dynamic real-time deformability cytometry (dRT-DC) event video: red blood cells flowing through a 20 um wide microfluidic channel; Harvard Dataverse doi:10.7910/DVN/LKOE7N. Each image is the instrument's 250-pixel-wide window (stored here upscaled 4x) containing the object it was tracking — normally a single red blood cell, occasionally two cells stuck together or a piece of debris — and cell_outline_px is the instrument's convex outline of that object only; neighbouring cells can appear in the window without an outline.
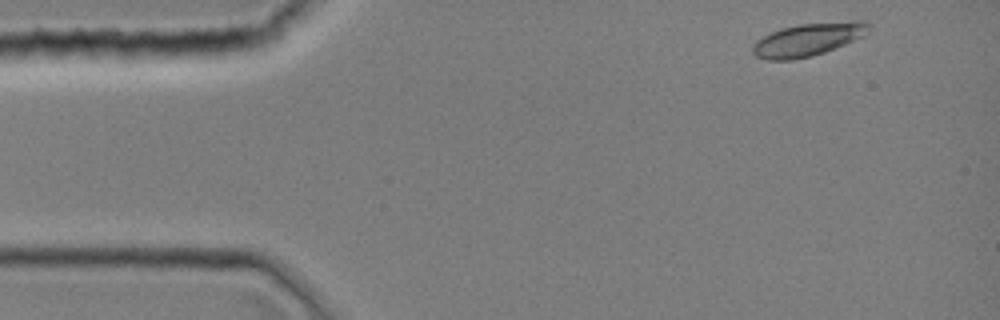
{"species": "common noctule bat (a hibernating species)", "species_latin": "Nyctalus noctula", "temperature_condition": "room temperature", "stored_images_in_passage": 40, "camera_frame_rate_fps": 3000, "um_per_image_px": 0.085, "animal": {"sex": "female", "body_mass_g": 19.0, "forearm_length_mm": 51.5}, "frame": {"image": 1, "passage_image": 2, "time_ms": 0.333, "image_size_px": [1000, 320], "cell_outline_px": [[872, 24], [868, 32], [864, 36], [824, 52], [812, 56], [792, 60], [768, 60], [756, 56], [752, 52], [752, 44], [756, 40], [772, 32], [784, 28], [800, 24], [852, 20], [864, 20]], "centroid_in_image_um": [68.72, 3.35], "position_along_channel_um": 16.3, "area_um2": 22.31}}
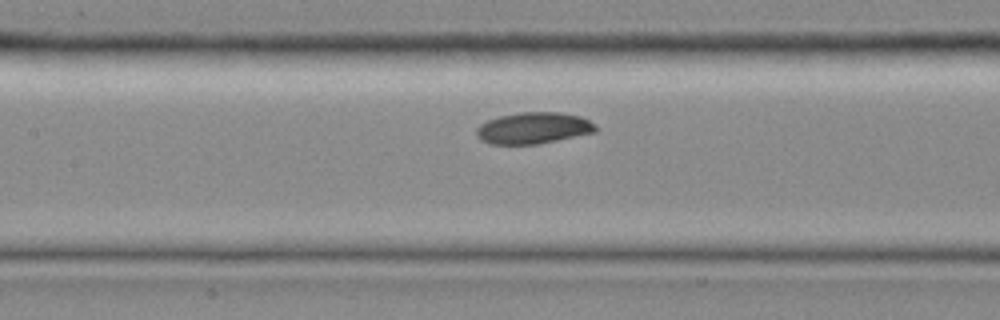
{"frame": {"image": 2, "passage_image": 18, "time_ms": 5.667, "image_size_px": [1000, 320], "cell_outline_px": [[596, 132], [540, 144], [488, 144], [480, 140], [476, 136], [476, 128], [480, 124], [488, 120], [500, 116], [520, 112], [560, 112], [580, 116], [588, 120], [596, 128]], "centroid_in_image_um": [45.3, 10.89], "position_along_channel_um": 162.1, "area_um2": 21.91}}
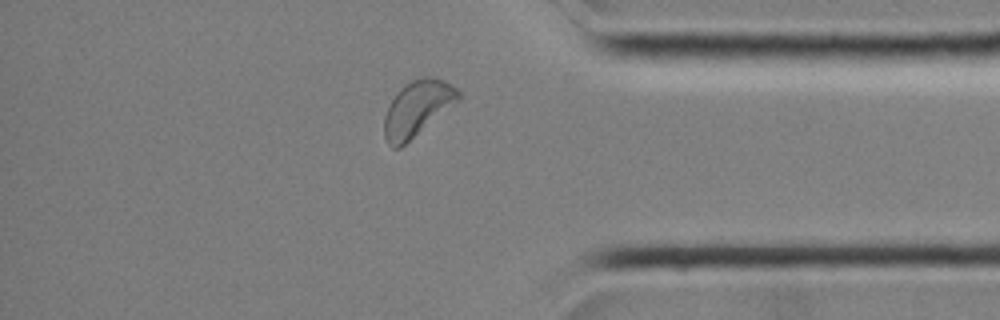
{"frame": {"image": 3, "passage_image": 35, "time_ms": 11.333, "image_size_px": [1000, 320], "cell_outline_px": [[460, 100], [400, 148], [392, 148], [388, 144], [384, 136], [384, 116], [392, 100], [412, 80], [424, 76], [428, 76], [444, 80], [456, 88], [460, 92]], "centroid_in_image_um": [35.49, 9.24], "position_along_channel_um": 399.7, "area_um2": 23.47}}